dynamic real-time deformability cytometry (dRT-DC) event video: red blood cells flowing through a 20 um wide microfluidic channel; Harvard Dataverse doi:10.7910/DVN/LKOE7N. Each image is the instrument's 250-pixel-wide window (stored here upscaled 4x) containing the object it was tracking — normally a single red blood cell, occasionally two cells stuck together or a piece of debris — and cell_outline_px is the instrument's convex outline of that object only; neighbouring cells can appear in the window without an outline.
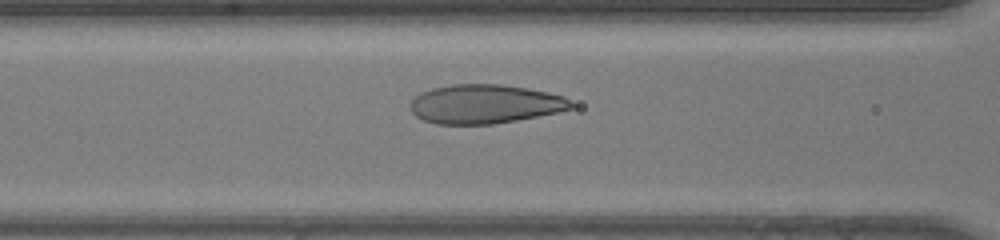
{"species": "human", "species_latin": "Homo sapiens", "temperature_condition": "room temperature", "stored_images_in_passage": 40, "camera_frame_rate_fps": 3000, "um_per_image_px": 0.085, "donor": {"sex": "male"}, "frame": {"image": 1, "passage_image": 14, "time_ms": 4.333, "image_size_px": [1000, 240], "cell_outline_px": [[576, 108], [516, 120], [492, 124], [436, 124], [424, 120], [416, 116], [408, 108], [408, 104], [420, 92], [432, 88], [452, 84], [500, 84], [528, 88], [548, 92], [564, 96], [576, 104]], "centroid_in_image_um": [41.21, 8.83], "position_along_channel_um": 125.4, "area_um2": 36.82}}
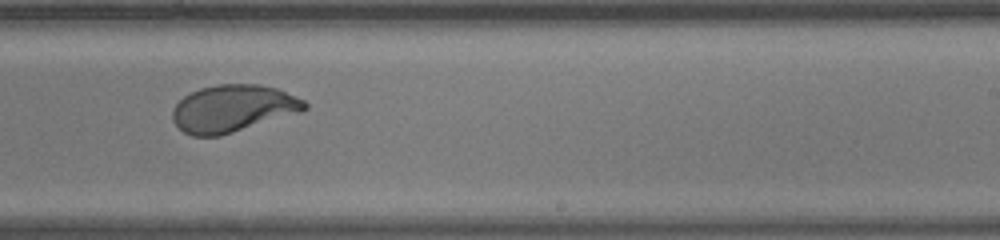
{"frame": {"image": 2, "passage_image": 24, "time_ms": 7.667, "image_size_px": [1000, 240], "cell_outline_px": [[308, 108], [300, 112], [220, 136], [192, 136], [184, 132], [172, 120], [172, 112], [176, 104], [184, 96], [200, 88], [216, 84], [260, 84], [276, 88], [296, 96], [304, 100], [308, 104]], "centroid_in_image_um": [19.8, 9.21], "position_along_channel_um": 269.2, "area_um2": 36.18}}
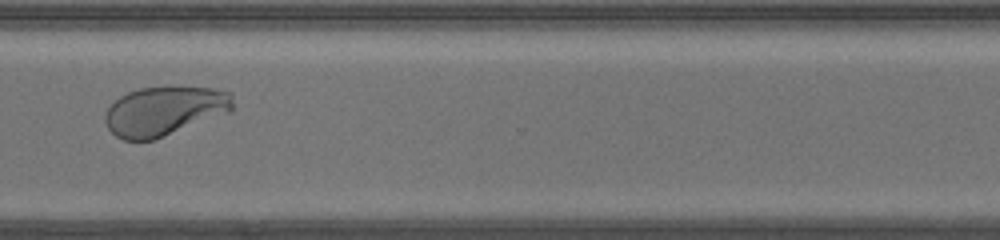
{"frame": {"image": 3, "passage_image": 30, "time_ms": 9.667, "image_size_px": [1000, 240], "cell_outline_px": [[232, 108], [228, 112], [152, 140], [124, 140], [116, 136], [108, 128], [104, 120], [104, 116], [108, 108], [120, 96], [128, 92], [140, 88], [212, 88], [232, 92]], "centroid_in_image_um": [13.94, 9.44], "position_along_channel_um": 356.7, "area_um2": 35.78}}